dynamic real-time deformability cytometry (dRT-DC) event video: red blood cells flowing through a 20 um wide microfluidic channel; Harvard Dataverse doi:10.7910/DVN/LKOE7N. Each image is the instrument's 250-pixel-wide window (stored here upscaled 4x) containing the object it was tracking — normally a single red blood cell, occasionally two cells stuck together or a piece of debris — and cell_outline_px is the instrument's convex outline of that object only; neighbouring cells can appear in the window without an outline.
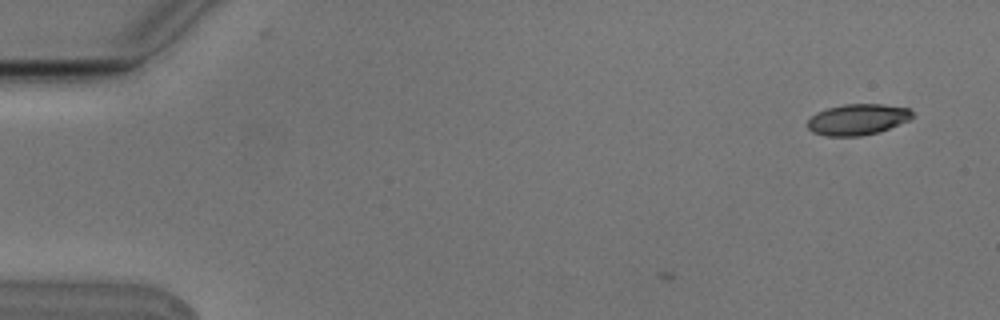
{"species": "Egyptian fruit bat (a non-hibernating species)", "species_latin": "Rousettus aegyptiacus", "temperature_condition": "cold", "stored_images_in_passage": 4, "camera_frame_rate_fps": 3000, "um_per_image_px": 0.085, "animal": {"sex": "male"}, "frame": {"image": 1, "passage_image": 1, "time_ms": 0.0, "image_size_px": [1000, 320], "cell_outline_px": [[912, 116], [908, 120], [888, 128], [876, 132], [860, 136], [824, 136], [812, 132], [808, 128], [808, 120], [816, 112], [828, 108], [844, 104], [884, 104], [908, 108], [912, 112]], "centroid_in_image_um": [72.85, 10.15], "position_along_channel_um": 12.1, "area_um2": 18.73}}
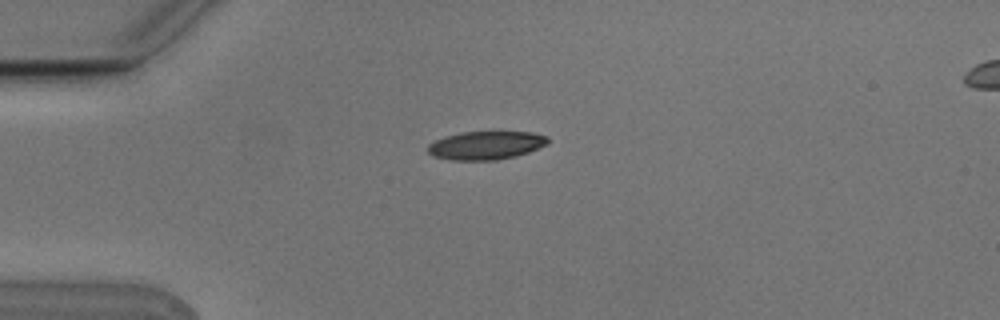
{"frame": {"image": 2, "passage_image": 4, "time_ms": 1.0, "image_size_px": [1000, 320], "cell_outline_px": [[548, 144], [528, 152], [516, 156], [496, 160], [448, 160], [432, 156], [428, 152], [428, 144], [436, 140], [460, 132], [532, 132], [548, 136]], "centroid_in_image_um": [41.31, 12.36], "position_along_channel_um": 43.7, "area_um2": 19.83}}